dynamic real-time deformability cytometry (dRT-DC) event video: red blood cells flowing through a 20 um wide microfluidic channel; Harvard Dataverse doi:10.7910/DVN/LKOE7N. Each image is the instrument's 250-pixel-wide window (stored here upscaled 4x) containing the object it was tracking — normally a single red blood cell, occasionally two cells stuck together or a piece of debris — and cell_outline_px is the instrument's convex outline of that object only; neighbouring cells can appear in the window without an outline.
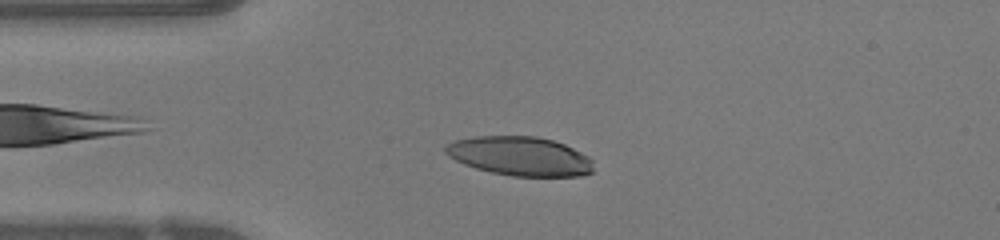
{"species": "human", "species_latin": "Homo sapiens", "temperature_condition": "warm", "stored_images_in_passage": 48, "camera_frame_rate_fps": 3000, "um_per_image_px": 0.085, "donor": {"sex": "female"}, "frame": {"image": 1, "passage_image": 10, "time_ms": 3.0, "image_size_px": [1000, 240], "cell_outline_px": [[592, 172], [584, 176], [512, 176], [492, 172], [476, 168], [464, 164], [448, 156], [444, 152], [444, 148], [448, 144], [456, 140], [472, 136], [536, 136], [552, 140], [564, 144], [588, 156], [592, 160]], "centroid_in_image_um": [44.19, 13.27], "position_along_channel_um": 40.8, "area_um2": 33.64}}
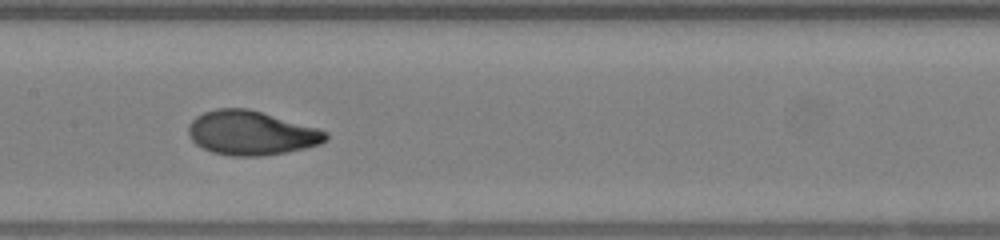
{"frame": {"image": 2, "passage_image": 22, "time_ms": 7.0, "image_size_px": [1000, 240], "cell_outline_px": [[328, 140], [320, 144], [304, 148], [284, 152], [260, 156], [232, 156], [212, 152], [196, 144], [192, 140], [188, 132], [188, 124], [196, 116], [204, 112], [216, 108], [248, 108], [316, 128], [328, 132]], "centroid_in_image_um": [21.33, 11.3], "position_along_channel_um": 186.1, "area_um2": 35.14}}
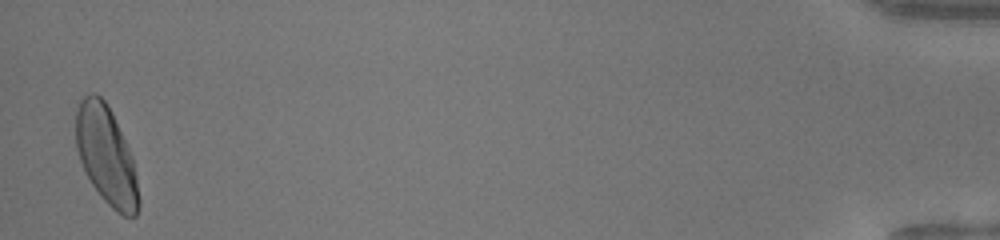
{"frame": {"image": 3, "passage_image": 47, "time_ms": 15.333, "image_size_px": [1000, 240], "cell_outline_px": [[140, 204], [136, 216], [124, 216], [116, 212], [100, 196], [92, 184], [80, 160], [76, 148], [76, 112], [80, 100], [84, 96], [92, 92], [96, 92], [108, 104], [112, 112], [132, 156], [140, 200]], "centroid_in_image_um": [9.03, 13.21], "position_along_channel_um": 426.2, "area_um2": 35.84}, "authors_computed_cell_mechanics": {"area_um2": 34.2176, "velocity_mm_per_s": 4.1066, "shape_relaxation_time_tau1_ms": 3.4508, "shape_relaxation_time_tau2_ms": 0.8835, "deformation_change_tau1": 0.1992, "deformation_change_tau2": 0.0522}}